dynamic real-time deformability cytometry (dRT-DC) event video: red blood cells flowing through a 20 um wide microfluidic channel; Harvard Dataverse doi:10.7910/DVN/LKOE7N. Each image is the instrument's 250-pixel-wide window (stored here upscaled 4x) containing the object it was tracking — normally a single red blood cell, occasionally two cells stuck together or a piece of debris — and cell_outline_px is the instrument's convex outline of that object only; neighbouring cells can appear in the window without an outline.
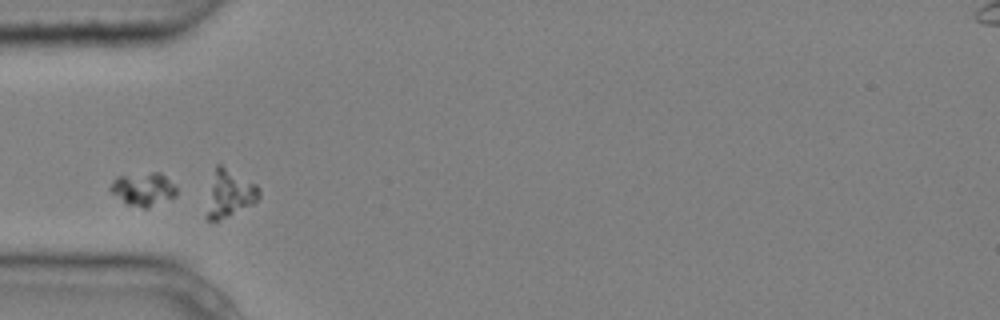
{"species": "common noctule bat (a hibernating species)", "species_latin": "Nyctalus noctula", "temperature_condition": "cold", "stored_images_in_passage": 3, "segment_of_instrument_passage": [2, 2], "camera_frame_rate_fps": 3000, "um_per_image_px": 0.085, "animal": {"sex": "male", "body_mass_g": 20.4}, "frame": {"image": 1, "passage_image": 2, "time_ms": 0.333, "image_size_px": [1000, 320], "cell_outline_px": [[176, 196], [148, 208], [144, 208], [128, 204], [112, 192], [108, 188], [112, 180], [116, 176], [152, 172], [160, 172], [176, 188]], "centroid_in_image_um": [12.16, 16.06], "position_along_channel_um": 72.8, "area_um2": 12.6}}
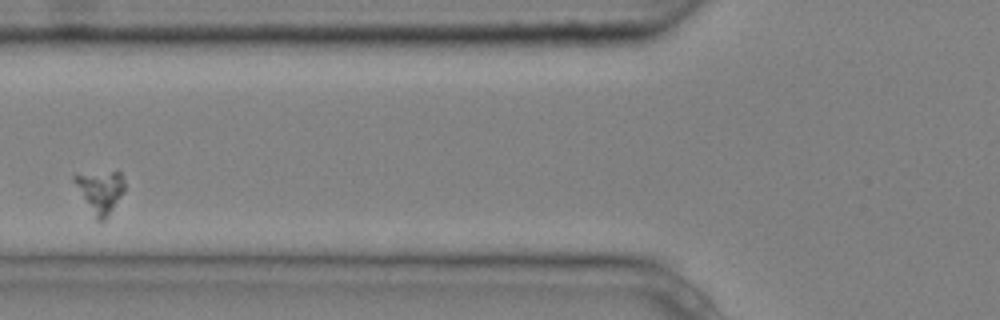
{"frame": {"image": 2, "passage_image": 3, "time_ms": 0.667, "image_size_px": [1000, 320], "cell_outline_px": [[124, 192], [108, 216], [104, 220], [96, 220], [72, 180], [72, 176], [112, 172], [120, 172], [124, 180]], "centroid_in_image_um": [8.54, 16.31], "position_along_channel_um": 117.3, "area_um2": 11.96}}